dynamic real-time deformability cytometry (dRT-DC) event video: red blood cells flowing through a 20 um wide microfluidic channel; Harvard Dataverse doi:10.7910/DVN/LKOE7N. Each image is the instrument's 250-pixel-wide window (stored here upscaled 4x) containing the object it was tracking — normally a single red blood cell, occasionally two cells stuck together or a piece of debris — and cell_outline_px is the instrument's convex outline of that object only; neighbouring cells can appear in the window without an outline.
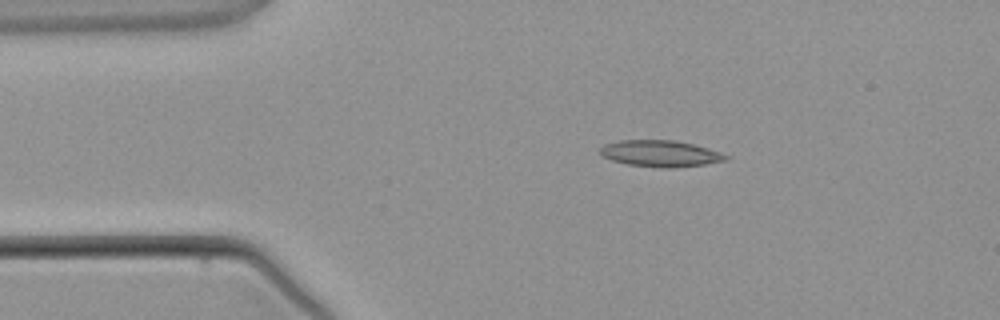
{"species": "common noctule bat (a hibernating species)", "species_latin": "Nyctalus noctula", "temperature_condition": "warm", "stored_images_in_passage": 2, "camera_frame_rate_fps": 3000, "um_per_image_px": 0.085, "animal": {"sex": "male", "body_mass_g": 21.5, "forearm_length_mm": 52.0}, "frame": {"image": 1, "passage_image": 1, "time_ms": 0.0, "image_size_px": [1000, 320], "cell_outline_px": [[732, 156], [728, 160], [704, 164], [672, 168], [660, 168], [628, 164], [612, 160], [604, 156], [600, 152], [600, 148], [604, 144], [620, 140], [676, 140], [708, 148]], "centroid_in_image_um": [56.17, 13.05], "position_along_channel_um": 28.8, "area_um2": 19.36}}